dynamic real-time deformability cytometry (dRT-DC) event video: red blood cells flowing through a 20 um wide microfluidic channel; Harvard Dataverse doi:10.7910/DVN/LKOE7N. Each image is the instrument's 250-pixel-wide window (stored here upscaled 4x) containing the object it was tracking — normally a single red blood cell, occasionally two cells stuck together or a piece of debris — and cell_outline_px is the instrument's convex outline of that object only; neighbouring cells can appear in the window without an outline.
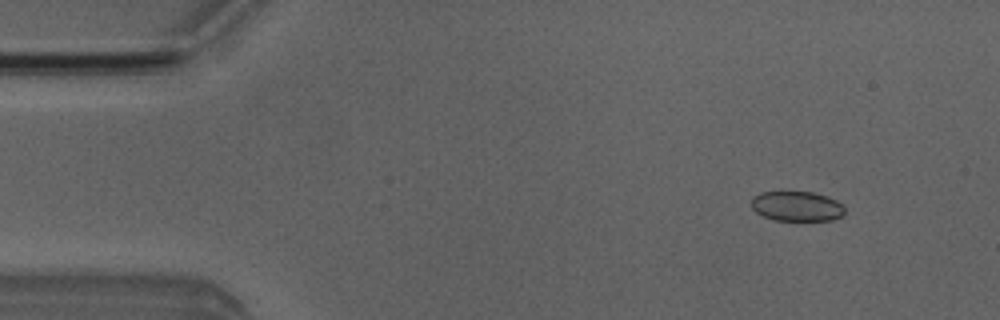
{"species": "Egyptian fruit bat (a non-hibernating species)", "species_latin": "Rousettus aegyptiacus", "temperature_condition": "room temperature", "stored_images_in_passage": 5, "camera_frame_rate_fps": 3000, "um_per_image_px": 0.085, "animal": {"sex": "male"}, "frame": {"image": 1, "passage_image": 1, "time_ms": 0.0, "image_size_px": [1000, 320], "cell_outline_px": [[844, 216], [832, 220], [772, 220], [756, 212], [752, 208], [752, 196], [760, 192], [812, 192], [828, 196], [836, 200], [844, 208]], "centroid_in_image_um": [67.73, 17.53], "position_along_channel_um": 17.3, "area_um2": 16.3}}